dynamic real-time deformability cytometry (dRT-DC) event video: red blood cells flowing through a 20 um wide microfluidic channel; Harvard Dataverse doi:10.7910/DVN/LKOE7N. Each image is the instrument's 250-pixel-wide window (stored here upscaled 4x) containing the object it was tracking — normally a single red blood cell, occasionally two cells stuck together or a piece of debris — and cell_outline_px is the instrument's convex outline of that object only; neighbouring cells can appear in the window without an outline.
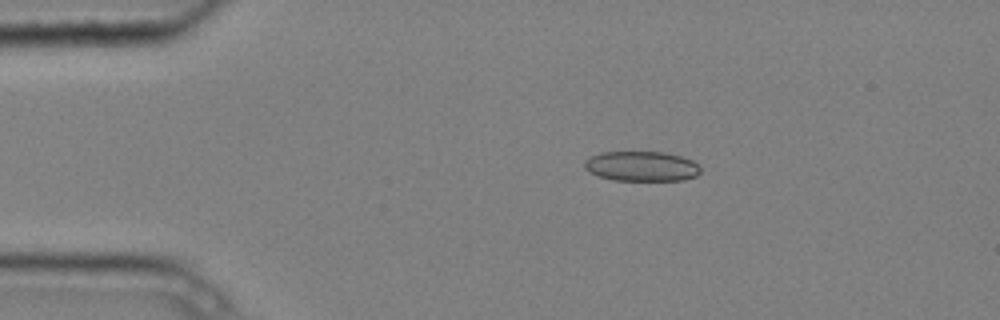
{"species": "common noctule bat (a hibernating species)", "species_latin": "Nyctalus noctula", "temperature_condition": "cold", "stored_images_in_passage": 7, "camera_frame_rate_fps": 3000, "um_per_image_px": 0.085, "animal": {"sex": "male", "body_mass_g": 20.4}, "frame": {"image": 1, "passage_image": 3, "time_ms": 0.667, "image_size_px": [1000, 320], "cell_outline_px": [[700, 172], [696, 176], [684, 180], [612, 180], [588, 172], [584, 168], [584, 160], [588, 156], [600, 152], [664, 152], [680, 156], [692, 160], [700, 168]], "centroid_in_image_um": [54.48, 14.12], "position_along_channel_um": 30.5, "area_um2": 20.35}}
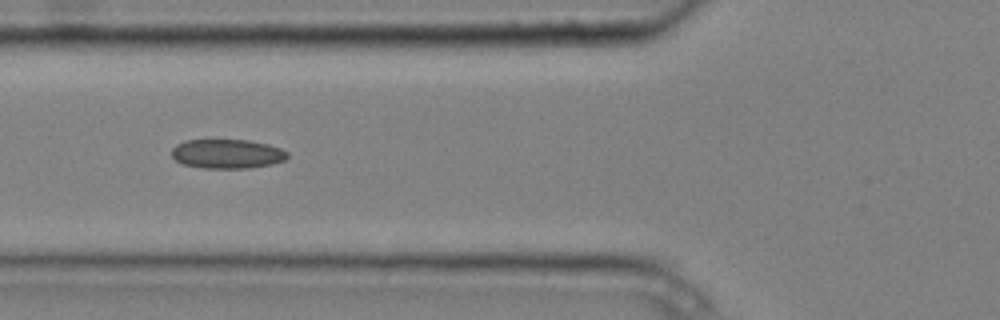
{"frame": {"image": 2, "passage_image": 6, "time_ms": 1.667, "image_size_px": [1000, 320], "cell_outline_px": [[288, 156], [284, 160], [272, 164], [248, 168], [204, 168], [180, 164], [172, 156], [172, 148], [176, 144], [184, 140], [248, 140], [268, 144], [280, 148], [288, 152]], "centroid_in_image_um": [19.29, 13.07], "position_along_channel_um": 106.5, "area_um2": 19.83}}
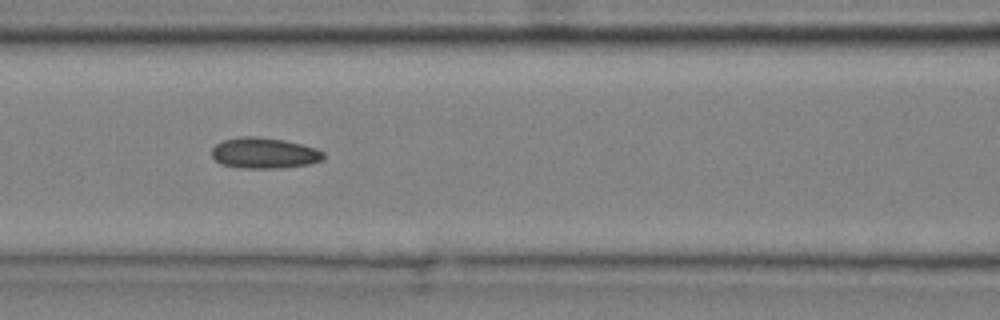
{"frame": {"image": 3, "passage_image": 7, "time_ms": 2.0, "image_size_px": [1000, 320], "cell_outline_px": [[324, 160], [308, 164], [280, 168], [240, 168], [220, 164], [212, 156], [212, 148], [216, 144], [224, 140], [240, 136], [256, 136], [284, 140], [316, 148], [324, 152]], "centroid_in_image_um": [22.45, 13.01], "position_along_channel_um": 144.1, "area_um2": 20.11}}